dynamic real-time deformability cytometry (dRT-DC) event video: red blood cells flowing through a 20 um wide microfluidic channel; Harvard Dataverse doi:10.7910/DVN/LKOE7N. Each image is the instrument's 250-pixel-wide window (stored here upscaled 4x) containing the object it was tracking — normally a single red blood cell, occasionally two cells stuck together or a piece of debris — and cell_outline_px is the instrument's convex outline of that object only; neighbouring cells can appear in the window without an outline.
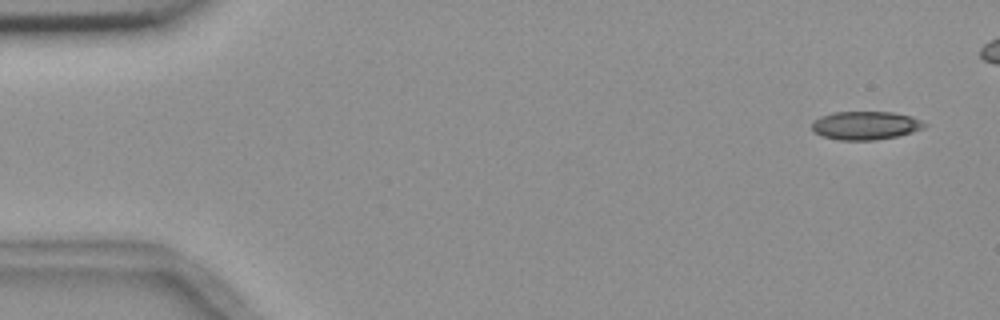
{"species": "common noctule bat (a hibernating species)", "species_latin": "Nyctalus noctula", "temperature_condition": "room temperature", "stored_images_in_passage": 7, "camera_frame_rate_fps": 3000, "um_per_image_px": 0.085, "animal": {"sex": "female", "body_mass_g": 18.4}, "frame": {"image": 1, "passage_image": 1, "time_ms": 0.0, "image_size_px": [1000, 320], "cell_outline_px": [[928, 124], [924, 128], [912, 132], [896, 136], [872, 140], [840, 140], [824, 136], [816, 132], [812, 128], [812, 120], [820, 116], [832, 112], [892, 112], [912, 116]], "centroid_in_image_um": [73.57, 10.65], "position_along_channel_um": 11.4, "area_um2": 18.55}}
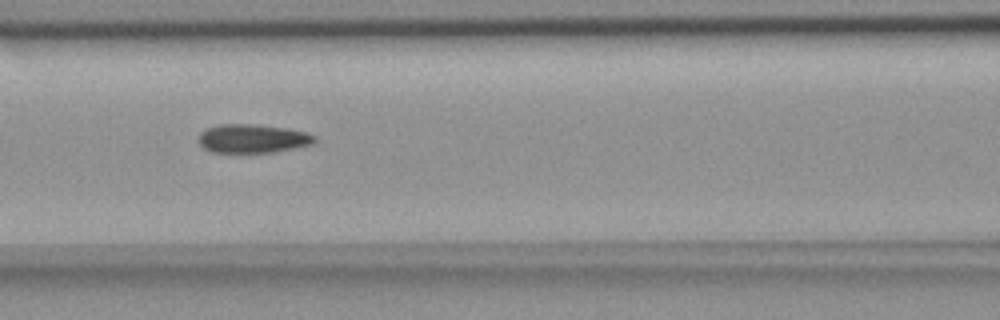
{"frame": {"image": 2, "passage_image": 7, "time_ms": 7.0, "image_size_px": [1000, 320], "cell_outline_px": [[316, 140], [312, 144], [272, 152], [212, 152], [204, 148], [200, 144], [200, 132], [208, 128], [220, 124], [256, 124], [288, 128], [308, 132], [316, 136]], "centroid_in_image_um": [21.5, 11.76], "position_along_channel_um": 145.1, "area_um2": 19.31}}